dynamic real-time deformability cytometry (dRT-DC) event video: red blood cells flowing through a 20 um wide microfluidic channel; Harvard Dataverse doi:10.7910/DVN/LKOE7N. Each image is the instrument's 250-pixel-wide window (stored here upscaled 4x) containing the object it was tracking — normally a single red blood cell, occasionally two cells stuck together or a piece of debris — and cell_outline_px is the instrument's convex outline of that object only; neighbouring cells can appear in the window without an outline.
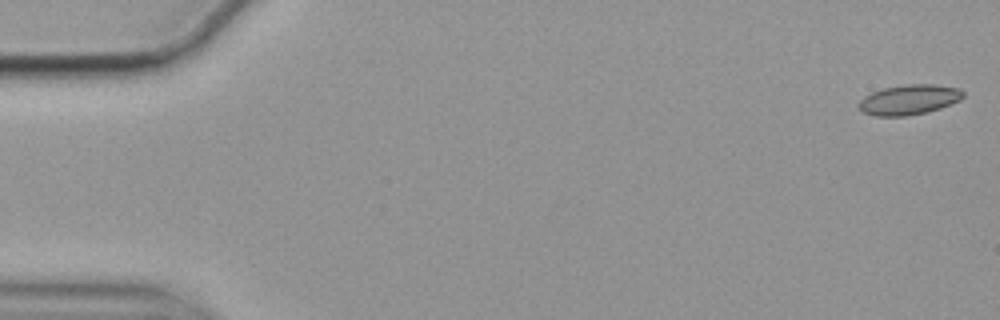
{"species": "common noctule bat (a hibernating species)", "species_latin": "Nyctalus noctula", "temperature_condition": "cold", "stored_images_in_passage": 50, "camera_frame_rate_fps": 3000, "um_per_image_px": 0.085, "animal": {"sex": "female", "body_mass_g": 19.9}, "frame": {"image": 1, "passage_image": 1, "time_ms": 0.0, "image_size_px": [1000, 320], "cell_outline_px": [[964, 96], [960, 100], [940, 108], [928, 112], [904, 116], [876, 116], [860, 112], [856, 108], [856, 104], [864, 96], [872, 92], [884, 88], [904, 84], [932, 84], [960, 88], [964, 92]], "centroid_in_image_um": [77.23, 8.48], "position_along_channel_um": 7.8, "area_um2": 18.55}}
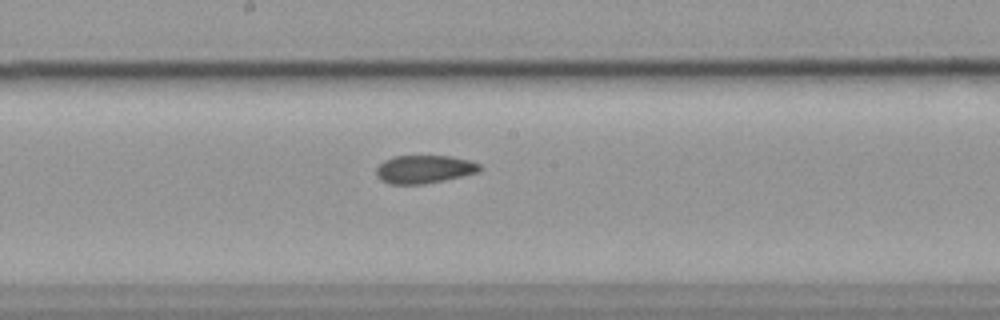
{"frame": {"image": 2, "passage_image": 30, "time_ms": 9.667, "image_size_px": [1000, 320], "cell_outline_px": [[484, 168], [480, 172], [444, 180], [424, 184], [388, 184], [380, 180], [376, 176], [376, 168], [384, 160], [392, 156], [452, 156], [472, 160], [480, 164]], "centroid_in_image_um": [36.09, 14.38], "position_along_channel_um": 212.1, "area_um2": 17.28}}
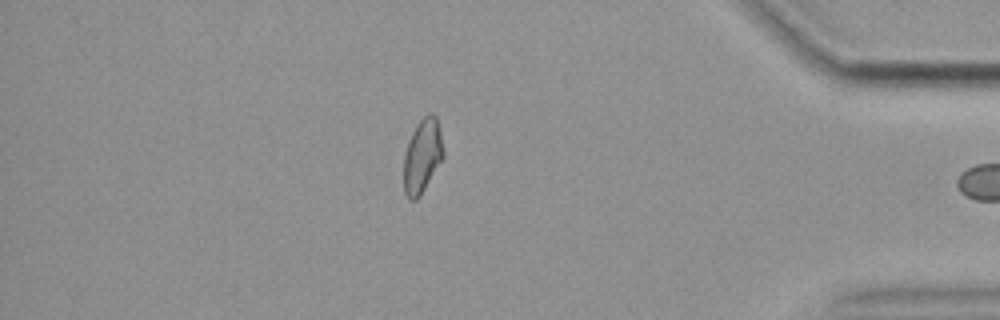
{"frame": {"image": 3, "passage_image": 49, "time_ms": 16.0, "image_size_px": [1000, 320], "cell_outline_px": [[444, 156], [420, 196], [416, 200], [408, 200], [404, 192], [404, 152], [408, 140], [416, 124], [428, 112], [432, 112], [436, 116], [440, 132], [444, 152]], "centroid_in_image_um": [35.88, 13.25], "position_along_channel_um": 399.3, "area_um2": 17.17}}